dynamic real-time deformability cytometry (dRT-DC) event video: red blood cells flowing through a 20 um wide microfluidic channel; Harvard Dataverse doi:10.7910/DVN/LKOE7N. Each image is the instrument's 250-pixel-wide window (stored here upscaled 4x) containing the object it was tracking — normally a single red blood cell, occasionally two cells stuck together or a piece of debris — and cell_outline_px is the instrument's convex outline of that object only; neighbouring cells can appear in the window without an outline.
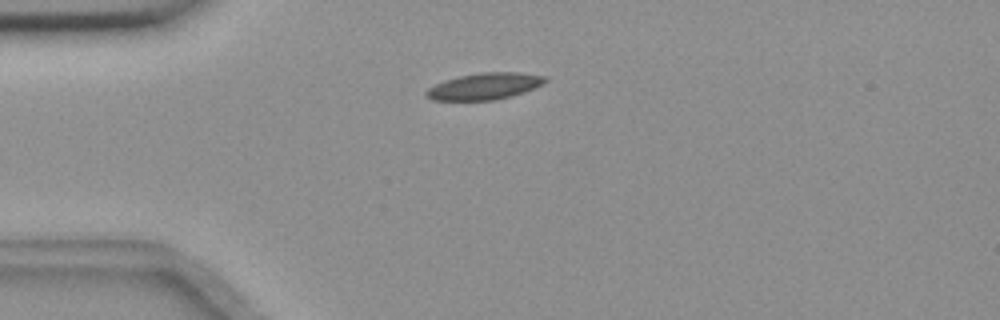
{"species": "common noctule bat (a hibernating species)", "species_latin": "Nyctalus noctula", "temperature_condition": "room temperature", "stored_images_in_passage": 45, "camera_frame_rate_fps": 3000, "um_per_image_px": 0.085, "animal": {"sex": "female", "body_mass_g": 18.4}, "frame": {"image": 1, "passage_image": 3, "time_ms": 0.667, "image_size_px": [1000, 320], "cell_outline_px": [[548, 80], [544, 84], [524, 92], [512, 96], [496, 100], [432, 100], [424, 92], [428, 88], [444, 80], [460, 76], [480, 72], [520, 72], [548, 76]], "centroid_in_image_um": [41.25, 7.32], "position_along_channel_um": 43.8, "area_um2": 18.55}}
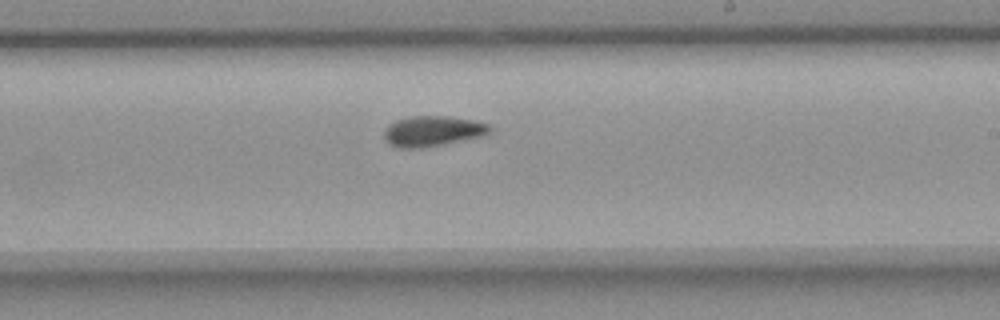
{"frame": {"image": 2, "passage_image": 22, "time_ms": 7.0, "image_size_px": [1000, 320], "cell_outline_px": [[492, 128], [488, 132], [480, 136], [444, 144], [420, 148], [396, 148], [388, 144], [384, 140], [384, 128], [388, 124], [396, 120], [412, 116], [448, 116], [472, 120], [488, 124]], "centroid_in_image_um": [36.69, 11.15], "position_along_channel_um": 252.3, "area_um2": 18.73}}
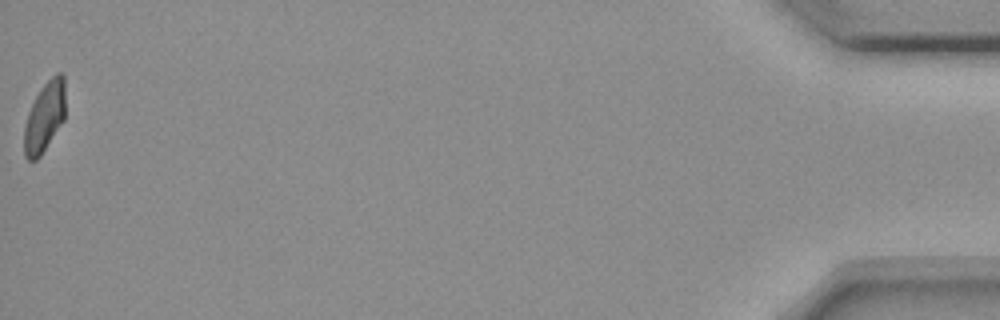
{"frame": {"image": 3, "passage_image": 45, "time_ms": 14.667, "image_size_px": [1000, 320], "cell_outline_px": [[64, 120], [40, 156], [36, 160], [28, 160], [24, 156], [24, 128], [28, 112], [40, 88], [56, 72], [60, 72], [64, 76]], "centroid_in_image_um": [3.78, 9.94], "position_along_channel_um": 431.4, "area_um2": 16.7}, "authors_computed_cell_mechanics": {"area_um2": 18.0336, "velocity_mm_per_s": 3.6203, "shape_relaxation_time_tau1_ms": 6.2848, "shape_relaxation_time_tau2_ms": 4.4299, "deformation_change_tau1": 0.1437, "deformation_change_tau2": 0.0902}}